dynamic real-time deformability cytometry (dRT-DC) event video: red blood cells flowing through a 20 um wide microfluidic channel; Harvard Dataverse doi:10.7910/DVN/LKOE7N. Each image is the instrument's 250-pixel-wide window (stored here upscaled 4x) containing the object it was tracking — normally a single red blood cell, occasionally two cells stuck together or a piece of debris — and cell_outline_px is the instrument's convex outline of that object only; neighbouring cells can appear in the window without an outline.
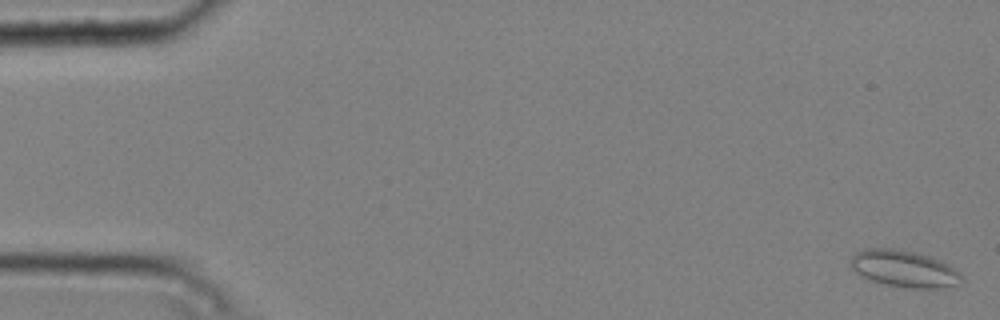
{"species": "common noctule bat (a hibernating species)", "species_latin": "Nyctalus noctula", "temperature_condition": "cold", "stored_images_in_passage": 5, "camera_frame_rate_fps": 3000, "um_per_image_px": 0.085, "animal": {"sex": "male", "body_mass_g": 20.4}, "frame": {"image": 1, "passage_image": 1, "time_ms": 0.0, "image_size_px": [1000, 320], "cell_outline_px": [[964, 280], [960, 284], [944, 288], [912, 288], [884, 284], [860, 276], [848, 264], [848, 260], [856, 252], [864, 248], [892, 248], [912, 252], [928, 256], [940, 260], [948, 264], [960, 272], [964, 276]], "centroid_in_image_um": [76.85, 22.85], "position_along_channel_um": 8.1, "area_um2": 24.04}}
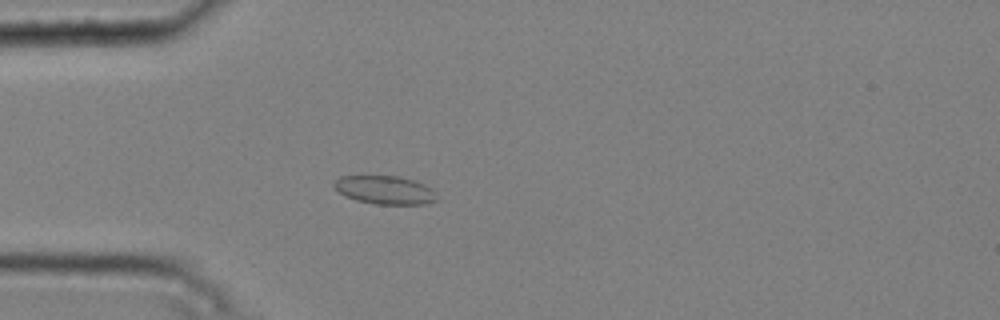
{"frame": {"image": 2, "passage_image": 5, "time_ms": 1.333, "image_size_px": [1000, 320], "cell_outline_px": [[436, 200], [424, 204], [376, 204], [356, 200], [344, 196], [332, 184], [340, 176], [400, 176], [416, 180], [432, 188], [436, 192]], "centroid_in_image_um": [32.74, 16.14], "position_along_channel_um": 52.3, "area_um2": 17.05}}